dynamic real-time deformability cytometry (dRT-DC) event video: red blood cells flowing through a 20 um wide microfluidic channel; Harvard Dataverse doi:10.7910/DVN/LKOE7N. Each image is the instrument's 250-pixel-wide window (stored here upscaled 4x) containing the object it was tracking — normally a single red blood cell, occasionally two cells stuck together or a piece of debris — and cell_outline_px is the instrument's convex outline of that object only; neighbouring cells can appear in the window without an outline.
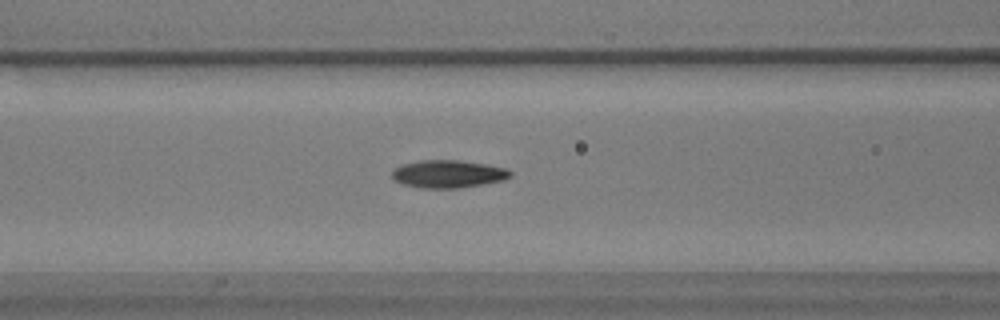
{"species": "common noctule bat (a hibernating species)", "species_latin": "Nyctalus noctula", "temperature_condition": "warm", "stored_images_in_passage": 42, "camera_frame_rate_fps": 3000, "um_per_image_px": 0.085, "animal": {"sex": "male", "body_mass_g": 17.9}, "frame": {"image": 1, "passage_image": 13, "time_ms": 4.0, "image_size_px": [1000, 320], "cell_outline_px": [[512, 176], [504, 180], [456, 188], [424, 188], [404, 184], [392, 180], [392, 168], [400, 164], [420, 160], [460, 160], [508, 168], [512, 172]], "centroid_in_image_um": [38.06, 14.77], "position_along_channel_um": 128.5, "area_um2": 19.19}}
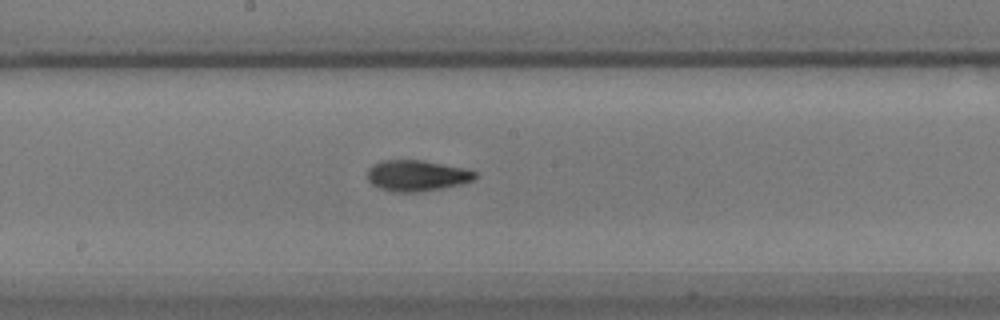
{"frame": {"image": 2, "passage_image": 20, "time_ms": 6.333, "image_size_px": [1000, 320], "cell_outline_px": [[476, 176], [472, 180], [460, 184], [420, 192], [396, 192], [376, 188], [368, 180], [368, 168], [372, 164], [384, 160], [424, 160], [464, 168], [476, 172]], "centroid_in_image_um": [35.38, 14.92], "position_along_channel_um": 212.8, "area_um2": 19.42}}
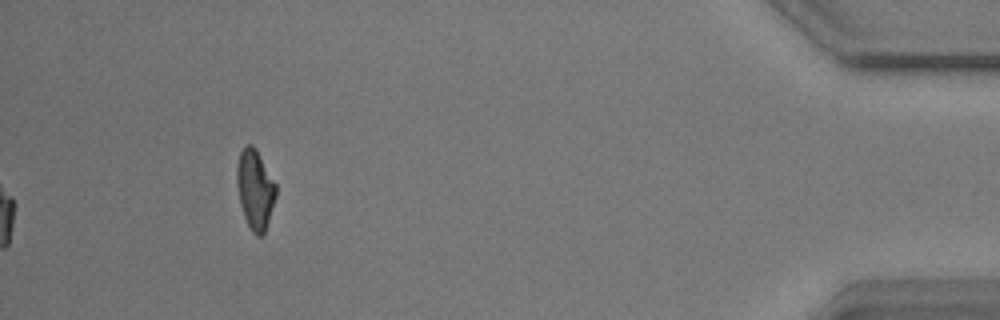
{"frame": {"image": 3, "passage_image": 42, "time_ms": 13.667, "image_size_px": [1000, 320], "cell_outline_px": [[276, 196], [264, 232], [260, 236], [256, 236], [252, 232], [244, 216], [240, 204], [236, 184], [236, 164], [240, 152], [244, 144], [252, 144], [256, 148], [276, 184]], "centroid_in_image_um": [21.65, 16.05], "position_along_channel_um": 413.5, "area_um2": 18.15}, "authors_computed_cell_mechanics": {"area_um2": 18.6116, "velocity_mm_per_s": 3.6111, "shape_relaxation_time_tau1_ms": 5.337, "shape_relaxation_time_tau2_ms": 2.8887, "deformation_change_tau1": 0.1846, "deformation_change_tau2": 0.0866}}